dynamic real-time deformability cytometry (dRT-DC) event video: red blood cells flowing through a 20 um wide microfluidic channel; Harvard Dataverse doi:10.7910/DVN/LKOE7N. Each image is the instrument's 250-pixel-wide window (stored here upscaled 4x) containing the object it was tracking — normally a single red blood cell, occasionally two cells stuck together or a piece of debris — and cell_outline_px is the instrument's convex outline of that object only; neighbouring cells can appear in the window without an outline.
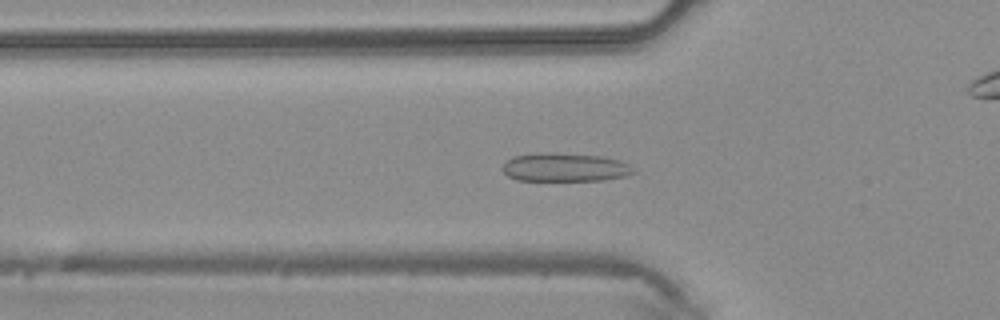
{"species": "common noctule bat (a hibernating species)", "species_latin": "Nyctalus noctula", "temperature_condition": "warm", "stored_images_in_passage": 38, "camera_frame_rate_fps": 3000, "um_per_image_px": 0.085, "animal": {"sex": "male", "body_mass_g": 20.4}, "frame": {"image": 1, "passage_image": 9, "time_ms": 2.667, "image_size_px": [1000, 320], "cell_outline_px": [[636, 172], [624, 176], [604, 180], [516, 180], [508, 176], [500, 168], [512, 156], [540, 152], [552, 152], [604, 156], [620, 160], [636, 168]], "centroid_in_image_um": [48.02, 14.21], "position_along_channel_um": 77.8, "area_um2": 22.02}}
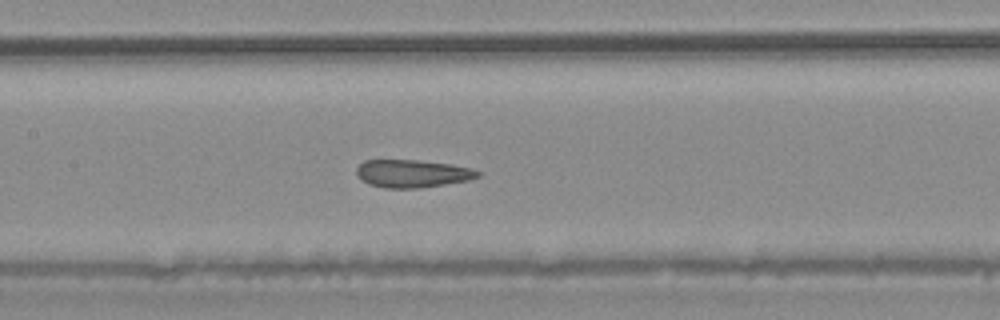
{"frame": {"image": 2, "passage_image": 15, "time_ms": 4.667, "image_size_px": [1000, 320], "cell_outline_px": [[484, 172], [480, 176], [468, 180], [420, 188], [384, 188], [368, 184], [356, 176], [356, 168], [364, 160], [420, 160], [452, 164], [472, 168]], "centroid_in_image_um": [35.06, 14.75], "position_along_channel_um": 172.3, "area_um2": 19.88}}
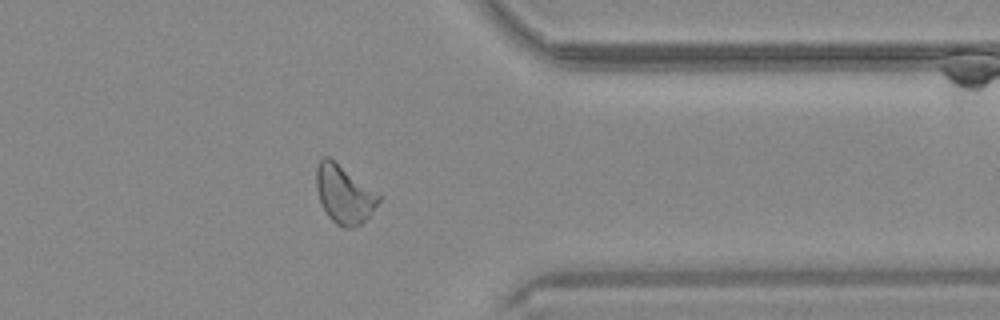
{"frame": {"image": 3, "passage_image": 29, "time_ms": 9.333, "image_size_px": [1000, 320], "cell_outline_px": [[380, 200], [368, 216], [360, 224], [352, 228], [344, 228], [336, 224], [328, 216], [320, 200], [316, 188], [316, 168], [320, 160], [324, 156], [328, 156], [380, 192]], "centroid_in_image_um": [29.26, 16.49], "position_along_channel_um": 382.1, "area_um2": 21.21}}